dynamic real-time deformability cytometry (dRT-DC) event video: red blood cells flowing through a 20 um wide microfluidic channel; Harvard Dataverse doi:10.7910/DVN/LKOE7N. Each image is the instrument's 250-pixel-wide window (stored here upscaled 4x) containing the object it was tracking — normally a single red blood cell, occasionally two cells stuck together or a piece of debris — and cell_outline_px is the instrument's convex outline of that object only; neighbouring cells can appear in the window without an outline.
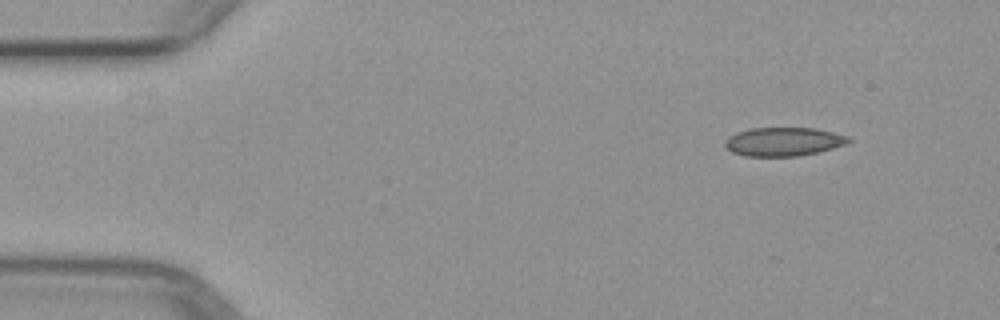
{"species": "common noctule bat (a hibernating species)", "species_latin": "Nyctalus noctula", "temperature_condition": "warm", "stored_images_in_passage": 4, "camera_frame_rate_fps": 3000, "um_per_image_px": 0.085, "animal": {"sex": "female", "body_mass_g": 29.2, "forearm_length_mm": 56.3}, "frame": {"image": 1, "passage_image": 1, "time_ms": 0.0, "image_size_px": [1000, 320], "cell_outline_px": [[852, 140], [844, 144], [832, 148], [816, 152], [796, 156], [744, 156], [732, 152], [724, 144], [724, 140], [728, 136], [736, 132], [752, 128], [816, 128], [848, 136]], "centroid_in_image_um": [66.56, 12.03], "position_along_channel_um": 18.4, "area_um2": 20.52}}
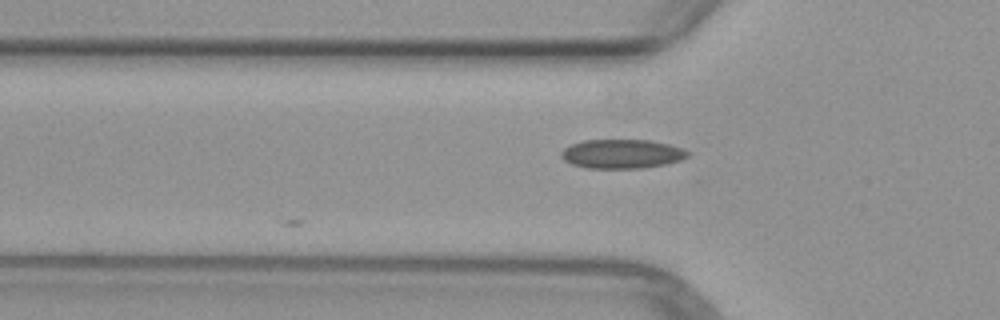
{"frame": {"image": 2, "passage_image": 4, "time_ms": 3.667, "image_size_px": [1000, 320], "cell_outline_px": [[688, 156], [680, 160], [664, 164], [644, 168], [588, 168], [572, 164], [564, 160], [560, 156], [560, 152], [564, 148], [572, 144], [584, 140], [648, 140], [668, 144], [684, 148], [688, 152]], "centroid_in_image_um": [52.84, 13.08], "position_along_channel_um": 73.0, "area_um2": 21.39}}